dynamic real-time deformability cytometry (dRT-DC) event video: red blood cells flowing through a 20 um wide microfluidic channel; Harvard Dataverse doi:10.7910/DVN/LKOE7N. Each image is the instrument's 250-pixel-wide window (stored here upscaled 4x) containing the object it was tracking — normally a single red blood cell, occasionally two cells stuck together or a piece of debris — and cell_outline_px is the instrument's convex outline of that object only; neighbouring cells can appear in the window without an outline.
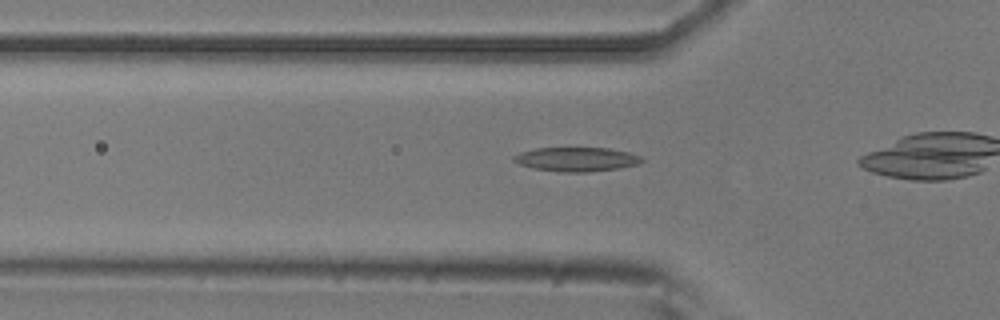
{"species": "common noctule bat (a hibernating species)", "species_latin": "Nyctalus noctula", "temperature_condition": "room temperature", "stored_images_in_passage": 11, "camera_frame_rate_fps": 3000, "um_per_image_px": 0.085, "animal": {"sex": "male", "body_mass_g": 20.5, "forearm_length_mm": 52.5}, "frame": {"image": 1, "passage_image": 5, "time_ms": 1.333, "image_size_px": [1000, 320], "cell_outline_px": [[644, 160], [640, 164], [620, 168], [588, 172], [560, 172], [532, 168], [520, 164], [512, 160], [512, 156], [520, 152], [536, 148], [608, 148], [628, 152], [640, 156]], "centroid_in_image_um": [49.0, 13.54], "position_along_channel_um": 76.8, "area_um2": 18.09}}
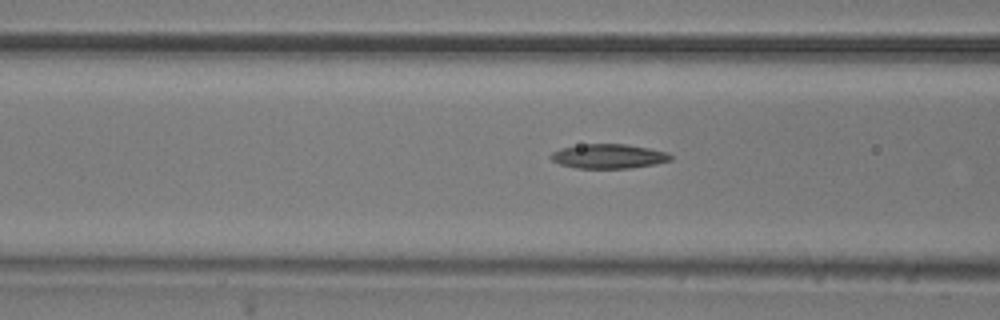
{"frame": {"image": 2, "passage_image": 8, "time_ms": 2.333, "image_size_px": [1000, 320], "cell_outline_px": [[672, 160], [656, 164], [632, 168], [576, 168], [560, 164], [552, 160], [548, 156], [552, 152], [560, 148], [580, 144], [628, 144], [668, 152], [672, 156]], "centroid_in_image_um": [51.73, 13.28], "position_along_channel_um": 114.9, "area_um2": 17.22}}